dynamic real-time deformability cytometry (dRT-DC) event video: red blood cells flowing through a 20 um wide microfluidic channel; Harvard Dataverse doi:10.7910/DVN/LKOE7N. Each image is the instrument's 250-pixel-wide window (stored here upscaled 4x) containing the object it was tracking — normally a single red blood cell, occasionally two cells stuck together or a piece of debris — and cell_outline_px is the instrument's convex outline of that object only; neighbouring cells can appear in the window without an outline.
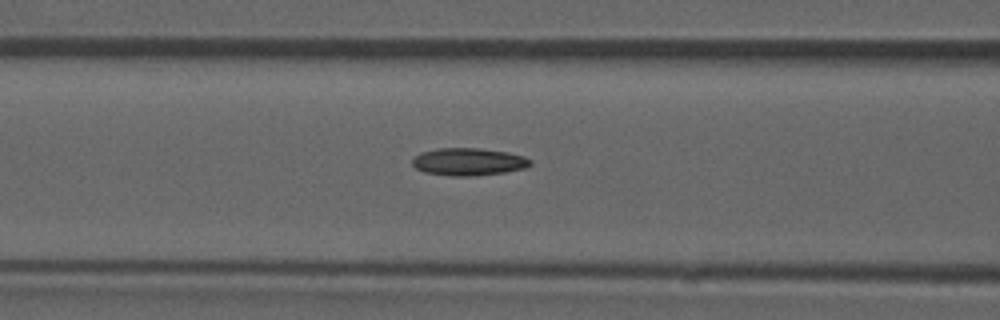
{"species": "common noctule bat (a hibernating species)", "species_latin": "Nyctalus noctula", "temperature_condition": "room temperature", "stored_images_in_passage": 52, "camera_frame_rate_fps": 3000, "um_per_image_px": 0.085, "animal": {"sex": "male", "forearm_length_mm": 52.5}, "frame": {"image": 1, "passage_image": 22, "time_ms": 7.0, "image_size_px": [1000, 320], "cell_outline_px": [[532, 164], [524, 168], [504, 172], [476, 176], [452, 176], [424, 172], [416, 168], [412, 164], [412, 160], [420, 152], [440, 148], [480, 148], [508, 152], [524, 156], [532, 160]], "centroid_in_image_um": [39.83, 13.75], "position_along_channel_um": 126.8, "area_um2": 18.96}, "authors_computed_cell_mechanics": {"area_um2": 18.2648, "velocity_mm_per_s": 3.8884, "shape_relaxation_time_tau1_ms": null, "shape_relaxation_time_tau2_ms": 5.4391, "deformation_change_tau1": null, "deformation_change_tau2": 0.1369}}